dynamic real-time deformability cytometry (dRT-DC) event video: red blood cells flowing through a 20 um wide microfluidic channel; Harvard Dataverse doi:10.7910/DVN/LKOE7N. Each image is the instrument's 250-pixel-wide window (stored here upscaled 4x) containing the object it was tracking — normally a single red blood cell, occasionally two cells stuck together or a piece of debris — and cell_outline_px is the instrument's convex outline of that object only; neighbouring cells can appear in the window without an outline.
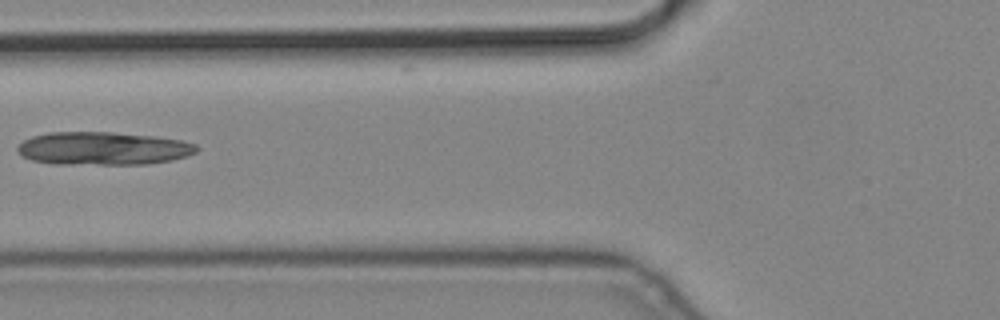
{"species": "common noctule bat (a hibernating species)", "species_latin": "Nyctalus noctula", "temperature_condition": "cold", "stored_images_in_passage": 4, "camera_frame_rate_fps": 3000, "um_per_image_px": 0.085, "animal": {"sex": "male", "body_mass_g": 19.2, "forearm_length_mm": 51.8}, "frame": {"image": 1, "passage_image": 4, "time_ms": 1.0, "image_size_px": [1000, 320], "cell_outline_px": [[200, 148], [196, 152], [188, 156], [172, 160], [148, 164], [56, 164], [32, 160], [24, 156], [16, 148], [24, 140], [32, 136], [48, 132], [112, 132], [156, 136], [180, 140], [196, 144]], "centroid_in_image_um": [8.81, 12.61], "position_along_channel_um": 117.0, "area_um2": 34.62}}